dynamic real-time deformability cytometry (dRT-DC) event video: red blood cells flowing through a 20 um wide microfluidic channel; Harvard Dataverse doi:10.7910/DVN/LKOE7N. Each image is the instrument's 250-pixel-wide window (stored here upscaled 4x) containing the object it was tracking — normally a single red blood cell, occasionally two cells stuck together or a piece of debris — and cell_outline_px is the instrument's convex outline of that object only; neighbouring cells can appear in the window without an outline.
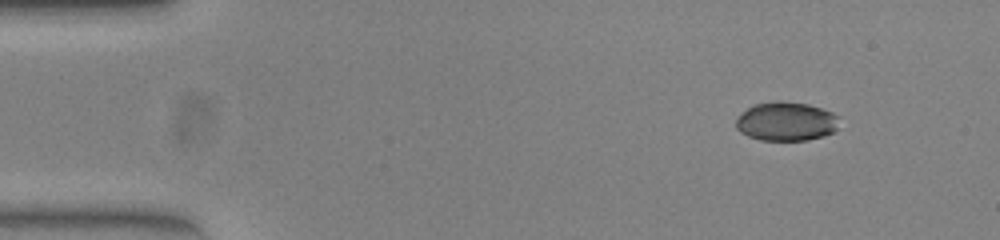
{"species": "common noctule bat (a hibernating species)", "species_latin": "Nyctalus noctula", "temperature_condition": "warm", "stored_images_in_passage": 48, "camera_frame_rate_fps": 3000, "um_per_image_px": 0.085, "animal": {"sex": "female", "body_mass_g": 23.0, "forearm_length_mm": 53.4}, "frame": {"image": 1, "passage_image": 1, "time_ms": 0.0, "image_size_px": [1000, 240], "cell_outline_px": [[836, 128], [832, 132], [824, 136], [808, 140], [760, 140], [748, 136], [740, 132], [736, 128], [736, 120], [752, 104], [776, 100], [784, 100], [808, 104], [832, 112], [836, 116]], "centroid_in_image_um": [66.79, 10.31], "position_along_channel_um": 18.2, "area_um2": 23.35}}
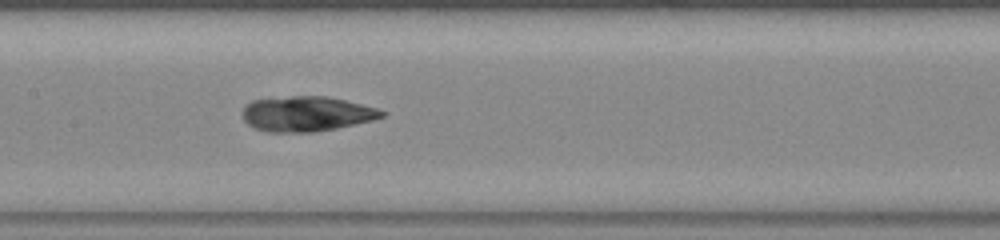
{"frame": {"image": 2, "passage_image": 21, "time_ms": 6.667, "image_size_px": [1000, 240], "cell_outline_px": [[388, 112], [384, 116], [372, 120], [336, 128], [312, 132], [264, 132], [248, 124], [244, 120], [244, 108], [252, 100], [292, 96], [328, 96], [380, 108]], "centroid_in_image_um": [26.11, 9.67], "position_along_channel_um": 181.3, "area_um2": 28.44}}
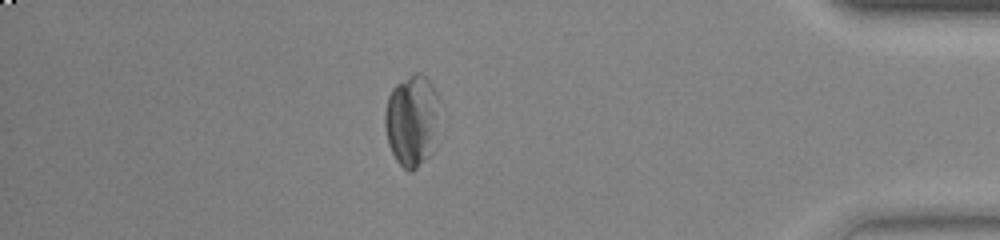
{"frame": {"image": 3, "passage_image": 41, "time_ms": 13.333, "image_size_px": [1000, 240], "cell_outline_px": [[440, 100], [428, 156], [412, 172], [408, 172], [396, 160], [388, 144], [384, 124], [384, 116], [388, 96], [392, 88], [396, 84], [412, 72], [420, 72], [432, 84]], "centroid_in_image_um": [34.95, 10.17], "position_along_channel_um": 400.2, "area_um2": 28.61}, "authors_computed_cell_mechanics": {"area_um2": 28.3798, "velocity_mm_per_s": 3.9, "shape_relaxation_time_tau1_ms": 7.4449, "shape_relaxation_time_tau2_ms": 2.0757, "deformation_change_tau1": 0.1482, "deformation_change_tau2": 0.0807}}